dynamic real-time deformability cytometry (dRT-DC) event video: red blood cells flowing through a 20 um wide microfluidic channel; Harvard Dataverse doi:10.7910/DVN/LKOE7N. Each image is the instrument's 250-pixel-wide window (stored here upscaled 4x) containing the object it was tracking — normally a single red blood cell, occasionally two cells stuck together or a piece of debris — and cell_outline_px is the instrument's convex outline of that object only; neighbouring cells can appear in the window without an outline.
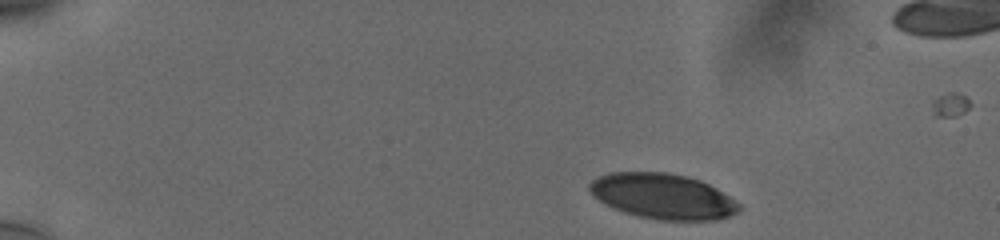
{"species": "human", "species_latin": "Homo sapiens", "temperature_condition": "cold", "stored_images_in_passage": 7, "camera_frame_rate_fps": 3000, "um_per_image_px": 0.085, "donor": {"sex": "male"}, "frame": {"image": 1, "passage_image": 1, "time_ms": 0.0, "image_size_px": [1000, 240], "cell_outline_px": [[740, 212], [716, 220], [660, 220], [636, 216], [612, 208], [604, 204], [592, 196], [588, 188], [588, 184], [592, 180], [608, 172], [668, 172], [688, 176], [700, 180], [716, 188], [736, 200], [740, 204]], "centroid_in_image_um": [56.32, 16.68], "position_along_channel_um": 28.7, "area_um2": 39.94}}
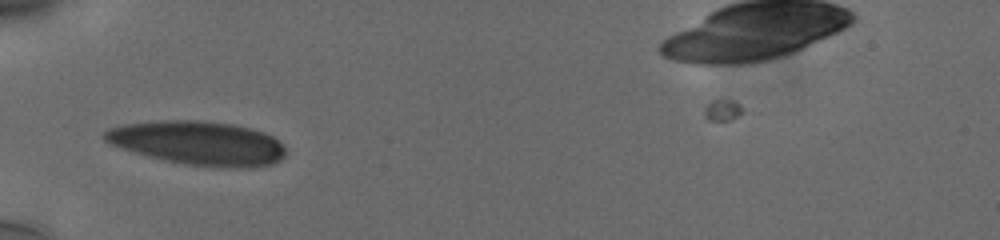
{"frame": {"image": 2, "passage_image": 5, "time_ms": 1.333, "image_size_px": [1000, 240], "cell_outline_px": [[284, 156], [280, 160], [272, 164], [244, 168], [220, 168], [184, 164], [164, 160], [148, 156], [120, 148], [104, 140], [104, 132], [108, 128], [124, 124], [160, 120], [200, 120], [232, 124], [252, 128], [264, 132], [272, 136], [284, 148]], "centroid_in_image_um": [16.83, 12.16], "position_along_channel_um": 68.2, "area_um2": 46.41}}
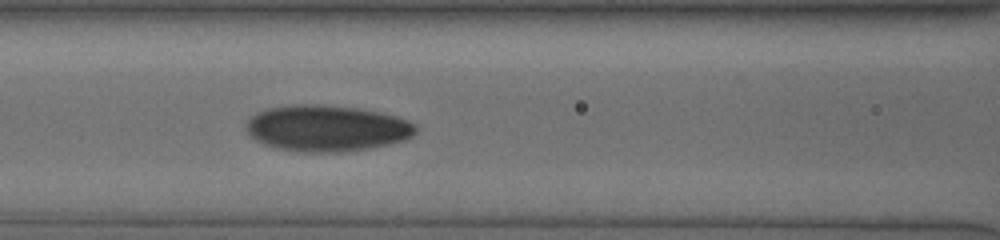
{"frame": {"image": 3, "passage_image": 7, "time_ms": 2.0, "image_size_px": [1000, 240], "cell_outline_px": [[416, 132], [408, 140], [392, 144], [372, 148], [344, 152], [300, 152], [276, 148], [264, 144], [256, 140], [244, 128], [244, 124], [256, 112], [264, 108], [296, 104], [320, 104], [356, 108], [396, 116], [408, 120], [416, 124]], "centroid_in_image_um": [27.78, 10.91], "position_along_channel_um": 138.8, "area_um2": 46.18}}